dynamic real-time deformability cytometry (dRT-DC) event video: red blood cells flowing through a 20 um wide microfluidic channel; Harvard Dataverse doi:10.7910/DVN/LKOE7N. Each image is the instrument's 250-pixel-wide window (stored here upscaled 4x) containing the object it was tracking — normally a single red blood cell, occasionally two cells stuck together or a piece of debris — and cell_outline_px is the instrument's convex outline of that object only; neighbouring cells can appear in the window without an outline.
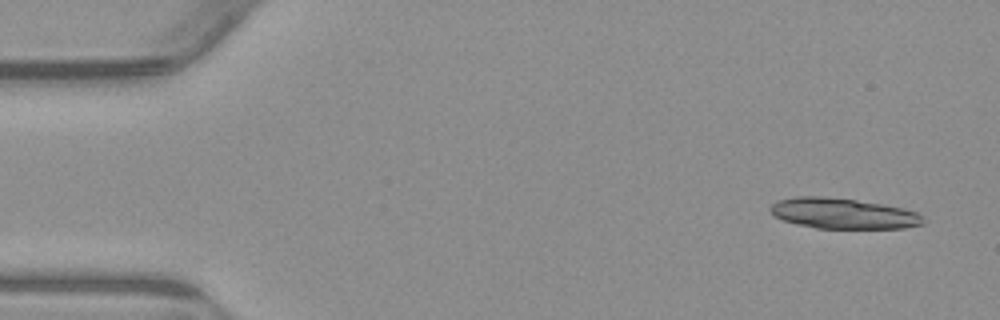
{"species": "common noctule bat (a hibernating species)", "species_latin": "Nyctalus noctula", "temperature_condition": "warm", "stored_images_in_passage": 26, "camera_frame_rate_fps": 3000, "um_per_image_px": 0.085, "animal": {"sex": "male", "body_mass_g": 23.1, "forearm_length_mm": 52.7}, "frame": {"image": 1, "passage_image": 2, "time_ms": 0.333, "image_size_px": [1000, 320], "cell_outline_px": [[924, 220], [920, 224], [904, 228], [816, 228], [796, 224], [784, 220], [776, 216], [772, 212], [772, 204], [780, 200], [796, 196], [820, 196], [856, 200], [904, 208], [916, 212]], "centroid_in_image_um": [71.66, 18.14], "position_along_channel_um": 13.3, "area_um2": 26.7}}
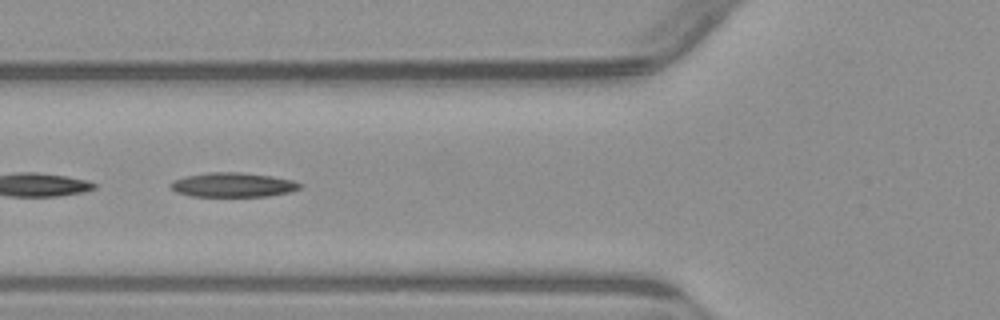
{"frame": {"image": 2, "passage_image": 19, "time_ms": 6.0, "image_size_px": [1000, 320], "cell_outline_px": [[304, 184], [300, 188], [292, 192], [268, 196], [192, 196], [176, 192], [168, 184], [172, 180], [188, 176], [208, 172], [240, 172], [272, 176], [292, 180]], "centroid_in_image_um": [19.83, 15.71], "position_along_channel_um": 106.0, "area_um2": 18.44}}